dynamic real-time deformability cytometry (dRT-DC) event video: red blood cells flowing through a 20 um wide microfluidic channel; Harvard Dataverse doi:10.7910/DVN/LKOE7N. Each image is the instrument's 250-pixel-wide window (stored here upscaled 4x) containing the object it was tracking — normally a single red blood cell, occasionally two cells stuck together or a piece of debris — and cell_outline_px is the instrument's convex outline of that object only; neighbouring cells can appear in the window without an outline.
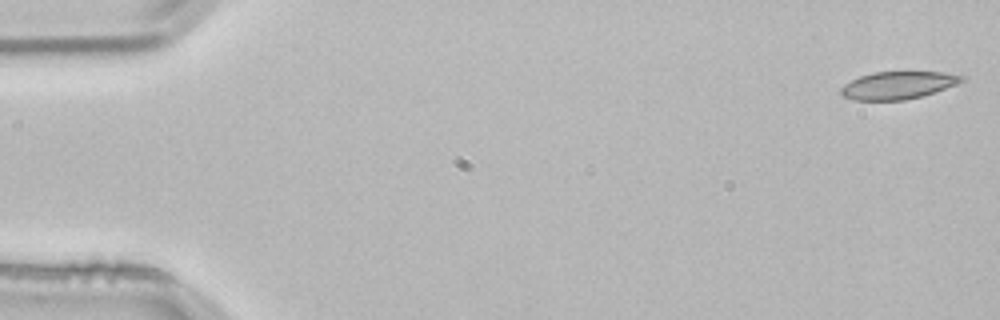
{"species": "common noctule bat (a hibernating species)", "species_latin": "Nyctalus noctula", "temperature_condition": "room temperature", "stored_images_in_passage": 11, "camera_frame_rate_fps": 3000, "um_per_image_px": 0.085, "animal": {"sex": "male", "body_mass_g": 21.5, "forearm_length_mm": 52.0}, "frame": {"image": 1, "passage_image": 1, "time_ms": 0.0, "image_size_px": [1000, 320], "cell_outline_px": [[964, 80], [956, 84], [920, 96], [904, 100], [852, 100], [844, 96], [840, 92], [840, 88], [844, 84], [860, 76], [872, 72], [944, 72], [964, 76]], "centroid_in_image_um": [76.28, 7.24], "position_along_channel_um": 8.7, "area_um2": 19.13}}